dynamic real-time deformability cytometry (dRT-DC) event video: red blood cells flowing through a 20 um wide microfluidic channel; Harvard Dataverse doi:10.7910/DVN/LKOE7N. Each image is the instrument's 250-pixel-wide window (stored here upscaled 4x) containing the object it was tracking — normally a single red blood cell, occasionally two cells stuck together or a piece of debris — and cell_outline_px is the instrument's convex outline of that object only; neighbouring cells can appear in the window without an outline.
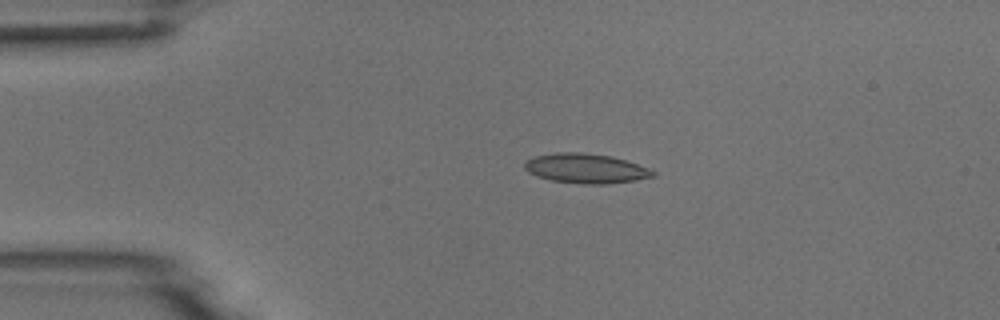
{"species": "common noctule bat (a hibernating species)", "species_latin": "Nyctalus noctula", "temperature_condition": "room temperature", "stored_images_in_passage": 5, "camera_frame_rate_fps": 3000, "um_per_image_px": 0.085, "animal": {"sex": "male", "body_mass_g": 18.8}, "frame": {"image": 1, "passage_image": 3, "time_ms": 0.667, "image_size_px": [1000, 320], "cell_outline_px": [[656, 176], [636, 180], [604, 184], [584, 184], [552, 180], [536, 176], [528, 172], [524, 168], [524, 164], [528, 160], [536, 156], [556, 152], [580, 152], [612, 156], [648, 168], [656, 172]], "centroid_in_image_um": [49.8, 14.32], "position_along_channel_um": 35.2, "area_um2": 22.02}}
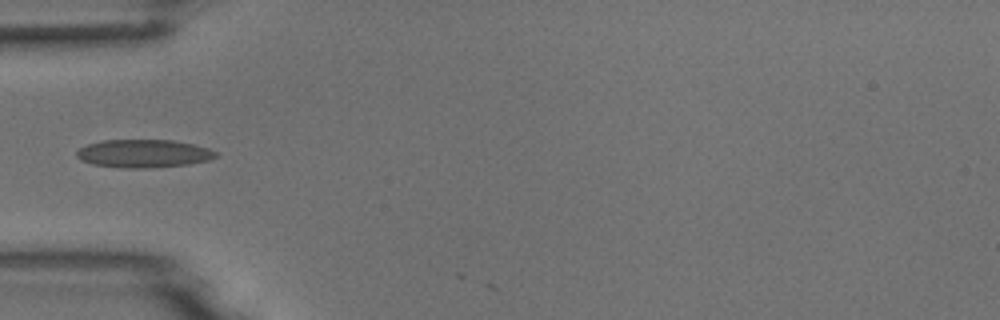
{"frame": {"image": 2, "passage_image": 4, "time_ms": 1.0, "image_size_px": [1000, 320], "cell_outline_px": [[216, 156], [208, 160], [188, 164], [152, 168], [124, 168], [92, 164], [80, 160], [76, 156], [76, 152], [80, 148], [88, 144], [104, 140], [172, 140], [192, 144], [208, 148], [216, 152]], "centroid_in_image_um": [12.17, 13.05], "position_along_channel_um": 72.8, "area_um2": 22.66}}